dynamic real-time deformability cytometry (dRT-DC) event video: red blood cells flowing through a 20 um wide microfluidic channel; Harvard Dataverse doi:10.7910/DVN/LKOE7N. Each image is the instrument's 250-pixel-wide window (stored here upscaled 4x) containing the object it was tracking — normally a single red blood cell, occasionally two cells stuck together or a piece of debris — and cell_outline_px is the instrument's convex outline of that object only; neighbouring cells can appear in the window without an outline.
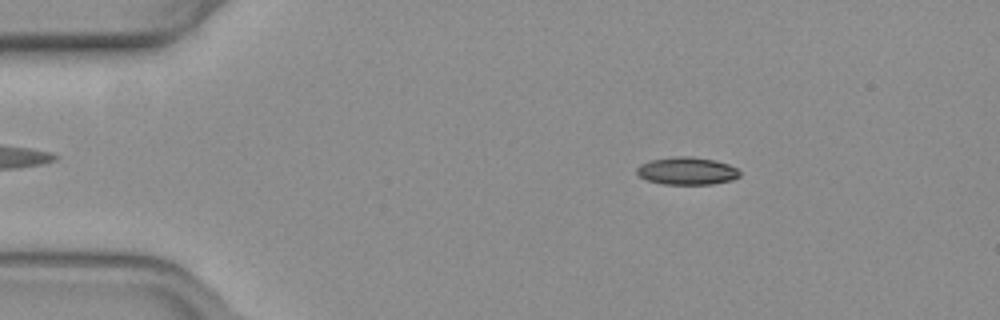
{"species": "common noctule bat (a hibernating species)", "species_latin": "Nyctalus noctula", "temperature_condition": "warm", "stored_images_in_passage": 54, "camera_frame_rate_fps": 3000, "um_per_image_px": 0.085, "animal": {"sex": "female", "body_mass_g": 19.3, "forearm_length_mm": 54.1}, "frame": {"image": 1, "passage_image": 8, "time_ms": 2.333, "image_size_px": [1000, 320], "cell_outline_px": [[740, 176], [732, 180], [712, 184], [664, 184], [648, 180], [640, 176], [636, 172], [636, 168], [640, 164], [652, 160], [676, 156], [692, 156], [716, 160], [728, 164], [736, 168], [740, 172]], "centroid_in_image_um": [58.41, 14.52], "position_along_channel_um": 26.6, "area_um2": 16.53}}
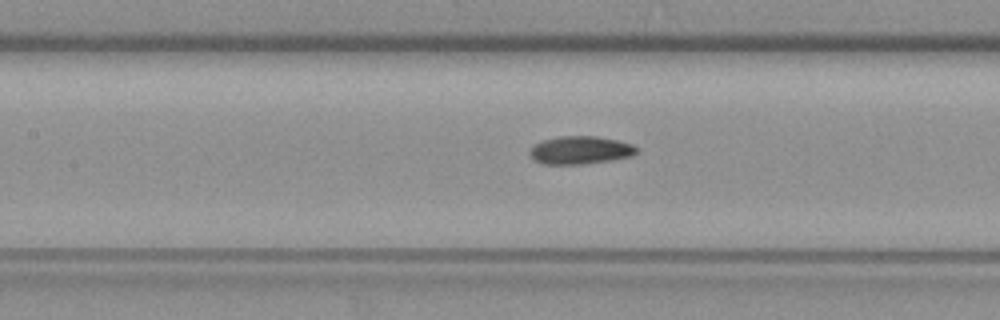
{"frame": {"image": 2, "passage_image": 24, "time_ms": 7.667, "image_size_px": [1000, 320], "cell_outline_px": [[636, 152], [632, 156], [612, 160], [580, 164], [544, 164], [536, 160], [532, 156], [532, 148], [536, 144], [544, 140], [560, 136], [596, 136], [616, 140], [632, 144], [636, 148]], "centroid_in_image_um": [49.37, 12.76], "position_along_channel_um": 158.0, "area_um2": 16.99}}
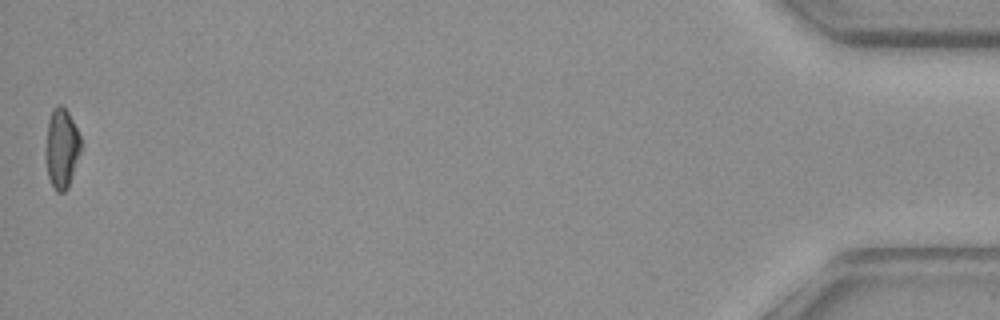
{"frame": {"image": 3, "passage_image": 54, "time_ms": 17.667, "image_size_px": [1000, 320], "cell_outline_px": [[80, 152], [68, 188], [64, 192], [56, 192], [48, 176], [48, 120], [52, 108], [56, 104], [60, 104], [68, 112], [80, 136]], "centroid_in_image_um": [5.27, 12.59], "position_along_channel_um": 429.9, "area_um2": 15.61}, "authors_computed_cell_mechanics": {"area_um2": 16.8198, "velocity_mm_per_s": 3.7302, "shape_relaxation_time_tau1_ms": 8.2711, "shape_relaxation_time_tau2_ms": 3.9348, "deformation_change_tau1": 0.2003, "deformation_change_tau2": 0.0864}}